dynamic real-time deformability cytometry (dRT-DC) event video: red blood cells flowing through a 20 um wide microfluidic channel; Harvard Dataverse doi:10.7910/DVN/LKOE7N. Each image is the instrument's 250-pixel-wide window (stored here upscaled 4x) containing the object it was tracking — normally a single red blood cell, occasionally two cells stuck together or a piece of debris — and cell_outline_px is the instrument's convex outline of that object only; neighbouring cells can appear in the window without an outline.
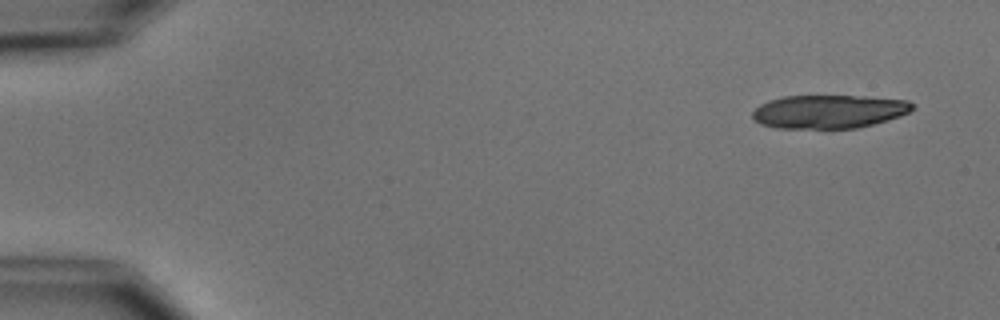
{"species": "common noctule bat (a hibernating species)", "species_latin": "Nyctalus noctula", "temperature_condition": "cold", "stored_images_in_passage": 8, "segment_of_instrument_passage": [1, 2], "camera_frame_rate_fps": 3000, "um_per_image_px": 0.085, "animal": {"sex": "male", "body_mass_g": 15.6}, "frame": {"image": 1, "passage_image": 1, "time_ms": 0.0, "image_size_px": [1000, 320], "cell_outline_px": [[916, 108], [900, 116], [888, 120], [856, 128], [776, 128], [760, 124], [752, 120], [752, 112], [760, 104], [768, 100], [784, 96], [864, 96], [908, 100], [916, 104]], "centroid_in_image_um": [70.46, 9.48], "position_along_channel_um": 14.5, "area_um2": 31.44}}